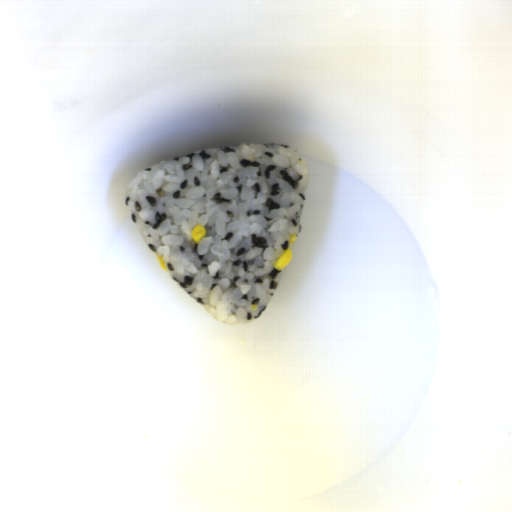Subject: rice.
Masks as SVG:
<instances>
[{
  "mask_svg": "<svg viewBox=\"0 0 512 512\" xmlns=\"http://www.w3.org/2000/svg\"><path fill=\"white\" fill-rule=\"evenodd\" d=\"M309 182L291 146L233 144L144 167L126 183L123 207L190 298L219 321L245 326L280 283L286 266L274 263L302 230ZM197 224L206 233L196 242Z\"/></svg>",
  "mask_w": 512,
  "mask_h": 512,
  "instance_id": "rice-1",
  "label": "rice"
}]
</instances>
